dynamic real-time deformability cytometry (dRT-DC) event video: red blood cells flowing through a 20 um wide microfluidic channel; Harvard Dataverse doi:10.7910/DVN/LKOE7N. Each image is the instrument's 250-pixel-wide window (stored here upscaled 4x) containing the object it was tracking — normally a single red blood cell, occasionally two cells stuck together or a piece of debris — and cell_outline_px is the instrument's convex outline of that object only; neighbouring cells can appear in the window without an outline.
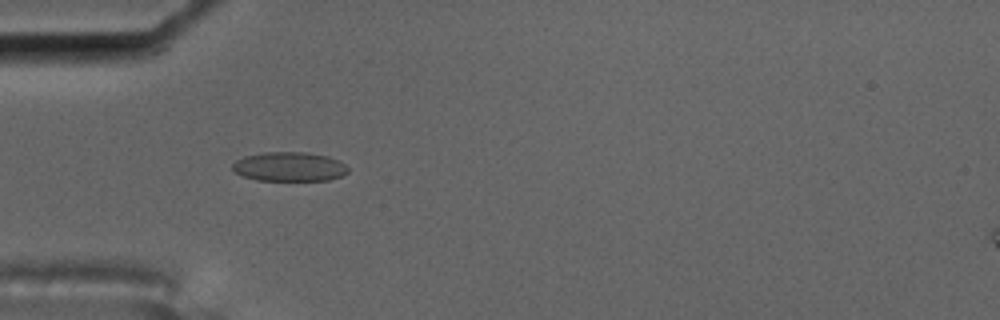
{"species": "common noctule bat (a hibernating species)", "species_latin": "Nyctalus noctula", "temperature_condition": "cold", "stored_images_in_passage": 5, "camera_frame_rate_fps": 3000, "um_per_image_px": 0.085, "animal": {"sex": "male", "body_mass_g": 17.5, "forearm_length_mm": 52.3}, "frame": {"image": 1, "passage_image": 4, "time_ms": 1.0, "image_size_px": [1000, 320], "cell_outline_px": [[348, 172], [340, 176], [328, 180], [256, 180], [244, 176], [236, 172], [232, 168], [232, 164], [236, 160], [244, 156], [264, 152], [304, 152], [328, 156], [340, 160], [348, 168]], "centroid_in_image_um": [24.6, 14.16], "position_along_channel_um": 60.4, "area_um2": 19.65}}